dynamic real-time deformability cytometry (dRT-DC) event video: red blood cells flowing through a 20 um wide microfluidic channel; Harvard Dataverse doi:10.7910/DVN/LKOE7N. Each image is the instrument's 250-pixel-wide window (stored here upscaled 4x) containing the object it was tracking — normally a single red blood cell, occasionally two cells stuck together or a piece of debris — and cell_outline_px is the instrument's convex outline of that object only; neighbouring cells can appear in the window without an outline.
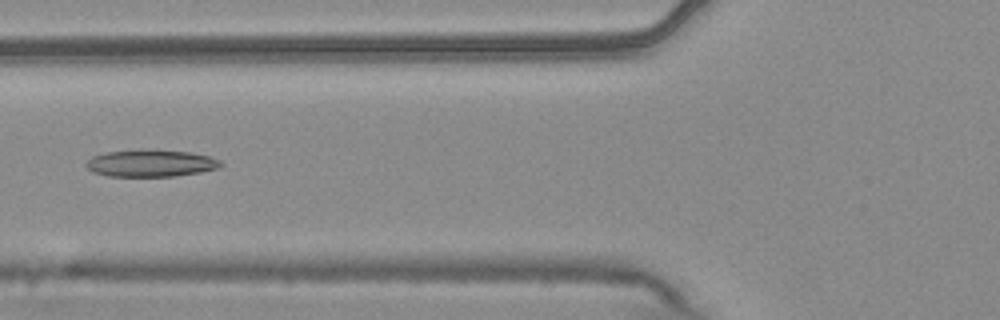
{"species": "common noctule bat (a hibernating species)", "species_latin": "Nyctalus noctula", "temperature_condition": "warm", "stored_images_in_passage": 8, "camera_frame_rate_fps": 3000, "um_per_image_px": 0.085, "animal": {"sex": "male", "body_mass_g": 20.4}, "frame": {"image": 1, "passage_image": 5, "time_ms": 1.333, "image_size_px": [1000, 320], "cell_outline_px": [[224, 164], [220, 168], [200, 172], [176, 176], [108, 176], [92, 172], [84, 164], [92, 156], [108, 152], [192, 152], [208, 156], [220, 160]], "centroid_in_image_um": [12.85, 13.92], "position_along_channel_um": 112.9, "area_um2": 20.35}}
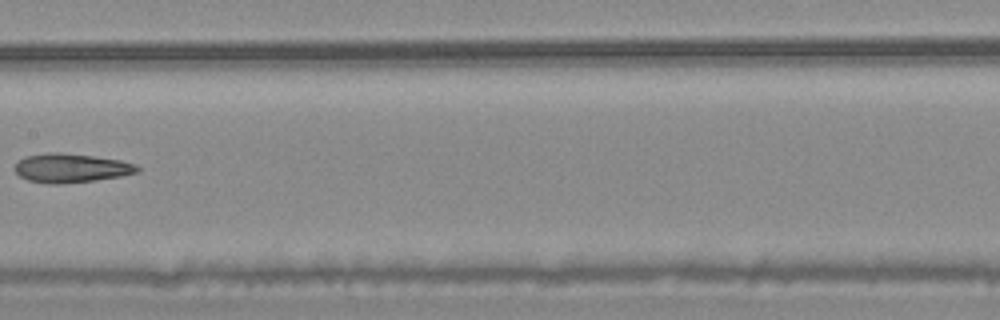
{"frame": {"image": 2, "passage_image": 7, "time_ms": 2.0, "image_size_px": [1000, 320], "cell_outline_px": [[140, 168], [136, 172], [120, 176], [96, 180], [60, 184], [48, 184], [28, 180], [20, 176], [12, 168], [24, 156], [48, 152], [60, 152], [92, 156], [120, 160], [136, 164]], "centroid_in_image_um": [6.0, 14.28], "position_along_channel_um": 201.4, "area_um2": 20.69}}
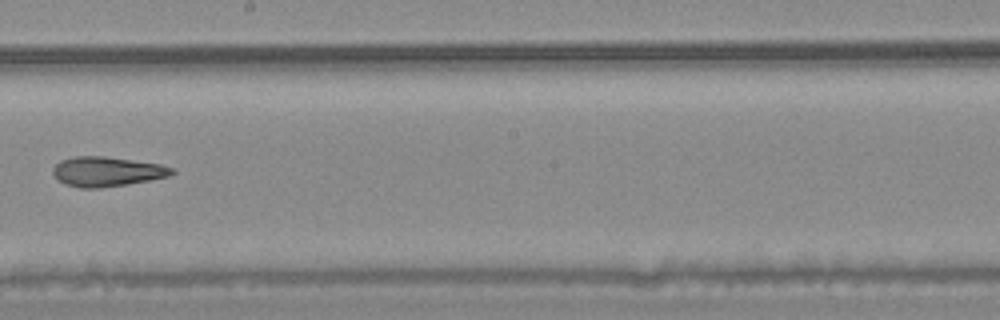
{"frame": {"image": 3, "passage_image": 8, "time_ms": 2.333, "image_size_px": [1000, 320], "cell_outline_px": [[176, 172], [168, 176], [152, 180], [128, 184], [100, 188], [80, 188], [64, 184], [56, 180], [52, 172], [52, 168], [60, 160], [76, 156], [104, 156], [160, 164], [172, 168]], "centroid_in_image_um": [9.05, 14.59], "position_along_channel_um": 239.2, "area_um2": 20.75}}